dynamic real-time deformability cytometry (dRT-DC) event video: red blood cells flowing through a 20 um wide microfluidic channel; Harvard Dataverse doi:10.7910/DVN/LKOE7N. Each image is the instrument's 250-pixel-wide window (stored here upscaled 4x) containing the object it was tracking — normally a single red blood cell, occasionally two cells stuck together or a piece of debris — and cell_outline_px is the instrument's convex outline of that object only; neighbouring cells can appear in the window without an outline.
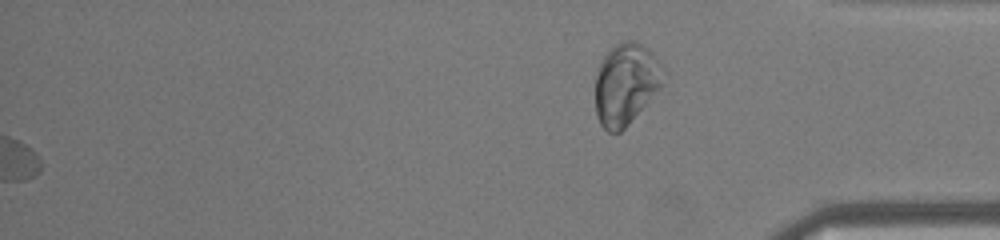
{"species": "common noctule bat (a hibernating species)", "species_latin": "Nyctalus noctula", "temperature_condition": "warm", "stored_images_in_passage": 47, "segment_of_instrument_passage": [2, 2], "camera_frame_rate_fps": 3000, "um_per_image_px": 0.085, "animal": {"sex": "male", "body_mass_g": 19.0, "forearm_length_mm": 50.8}, "frame": {"image": 1, "passage_image": 47, "time_ms": 15.333, "image_size_px": [1000, 240], "cell_outline_px": [[668, 72], [660, 88], [628, 124], [620, 132], [608, 132], [600, 124], [596, 116], [596, 68], [600, 60], [616, 44], [628, 40], [632, 40], [644, 44], [664, 64]], "centroid_in_image_um": [53.23, 7.09], "position_along_channel_um": 382.0, "area_um2": 32.77}}